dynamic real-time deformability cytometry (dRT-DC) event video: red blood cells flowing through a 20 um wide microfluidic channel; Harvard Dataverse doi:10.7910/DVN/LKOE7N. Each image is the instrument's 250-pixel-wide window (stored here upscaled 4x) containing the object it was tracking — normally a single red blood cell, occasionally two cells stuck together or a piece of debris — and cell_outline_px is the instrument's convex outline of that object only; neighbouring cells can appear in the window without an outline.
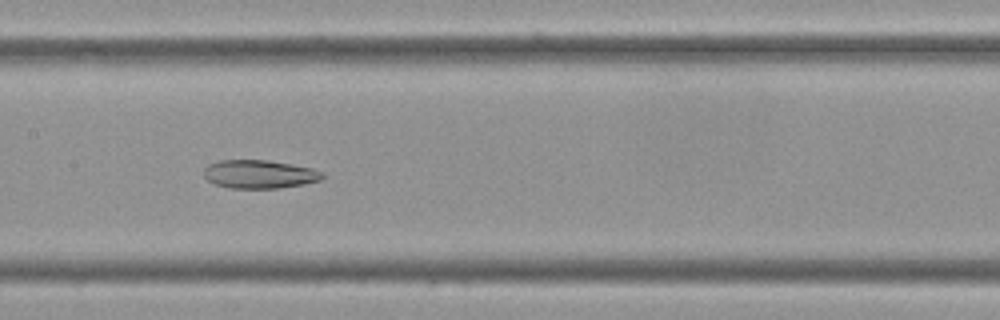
{"species": "Egyptian fruit bat (a non-hibernating species)", "species_latin": "Rousettus aegyptiacus", "temperature_condition": "cold", "stored_images_in_passage": 51, "camera_frame_rate_fps": 3000, "um_per_image_px": 0.085, "frame": {"image": 1, "passage_image": 21, "time_ms": 6.667, "image_size_px": [1000, 320], "cell_outline_px": [[324, 176], [320, 180], [304, 184], [280, 188], [228, 188], [212, 184], [204, 176], [204, 168], [208, 164], [220, 160], [268, 160], [292, 164], [312, 168], [324, 172]], "centroid_in_image_um": [22.04, 14.81], "position_along_channel_um": 185.4, "area_um2": 19.83}}
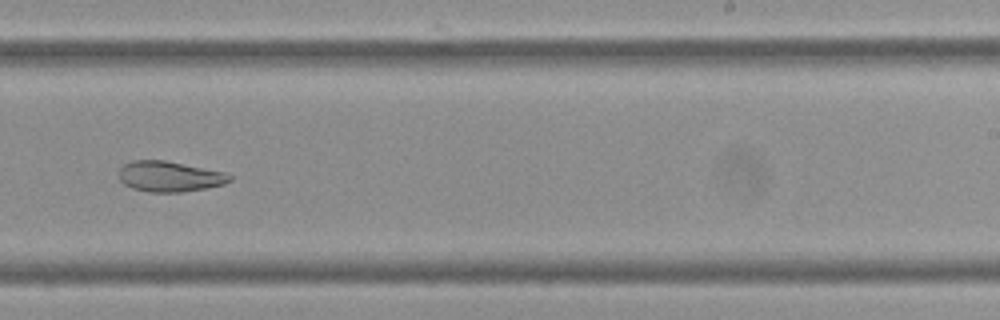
{"frame": {"image": 2, "passage_image": 29, "time_ms": 9.333, "image_size_px": [1000, 320], "cell_outline_px": [[232, 180], [224, 184], [208, 188], [184, 192], [148, 192], [132, 188], [124, 184], [120, 180], [120, 168], [124, 164], [132, 160], [164, 160], [224, 172], [232, 176]], "centroid_in_image_um": [14.42, 15.01], "position_along_channel_um": 274.6, "area_um2": 19.71}}
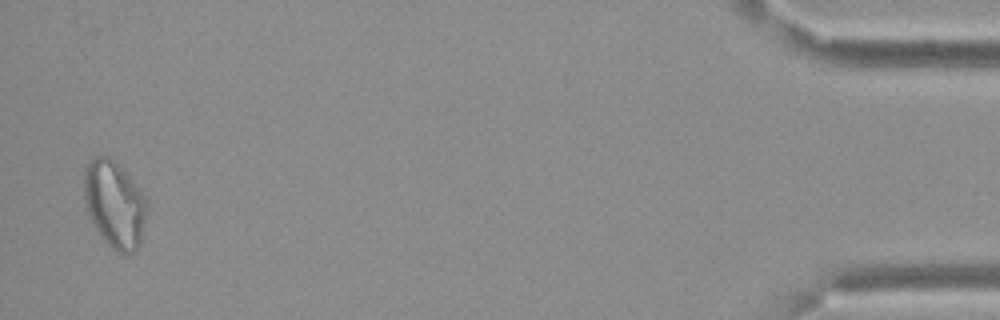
{"frame": {"image": 3, "passage_image": 50, "time_ms": 16.333, "image_size_px": [1000, 320], "cell_outline_px": [[148, 208], [140, 244], [136, 252], [116, 252], [100, 236], [92, 224], [84, 200], [84, 168], [88, 160], [92, 156], [108, 156], [116, 160], [140, 188], [148, 204]], "centroid_in_image_um": [9.73, 17.32], "position_along_channel_um": 425.5, "area_um2": 32.43}, "authors_computed_cell_mechanics": {"area_um2": 23.9292, "velocity_mm_per_s": 3.3569, "shape_relaxation_time_tau1_ms": null, "shape_relaxation_time_tau2_ms": 8.4624, "deformation_change_tau1": null, "deformation_change_tau2": 0.1447}}